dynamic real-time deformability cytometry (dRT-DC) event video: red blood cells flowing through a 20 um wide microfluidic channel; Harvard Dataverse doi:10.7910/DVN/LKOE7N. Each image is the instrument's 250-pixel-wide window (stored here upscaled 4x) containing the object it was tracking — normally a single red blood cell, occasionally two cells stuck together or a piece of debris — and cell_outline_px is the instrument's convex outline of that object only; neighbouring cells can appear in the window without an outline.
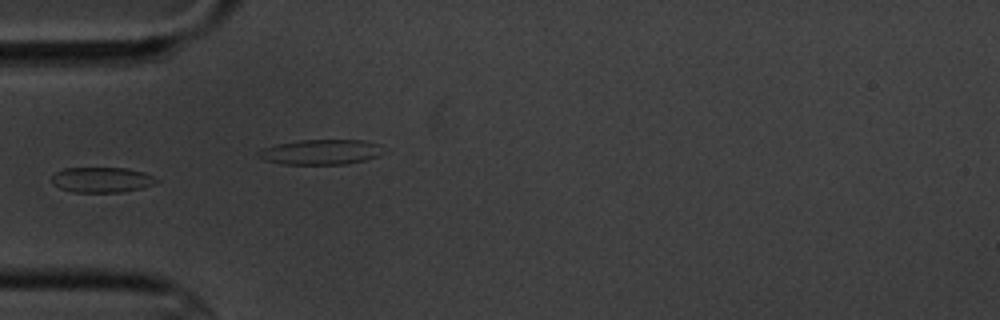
{"species": "common noctule bat (a hibernating species)", "species_latin": "Nyctalus noctula", "temperature_condition": "cold", "stored_images_in_passage": 12, "camera_frame_rate_fps": 3000, "um_per_image_px": 0.085, "animal": {"sex": "male", "body_mass_g": 20.1, "forearm_length_mm": 53.5}, "frame": {"image": 1, "passage_image": 1, "time_ms": 0.0, "image_size_px": [1000, 320], "cell_outline_px": [[160, 180], [156, 184], [140, 188], [120, 192], [72, 192], [60, 188], [52, 184], [52, 176], [56, 172], [64, 168], [128, 168], [144, 172]], "centroid_in_image_um": [8.65, 15.28], "position_along_channel_um": 76.3, "area_um2": 15.49}}
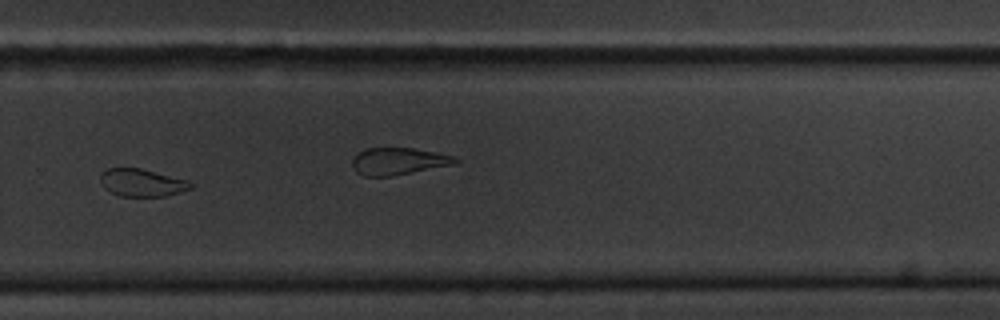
{"frame": {"image": 2, "passage_image": 7, "time_ms": 7.0, "image_size_px": [1000, 320], "cell_outline_px": [[196, 184], [192, 188], [164, 196], [120, 196], [104, 188], [100, 180], [100, 176], [108, 168], [140, 168], [188, 180]], "centroid_in_image_um": [12.09, 15.53], "position_along_channel_um": 317.7, "area_um2": 14.39}}
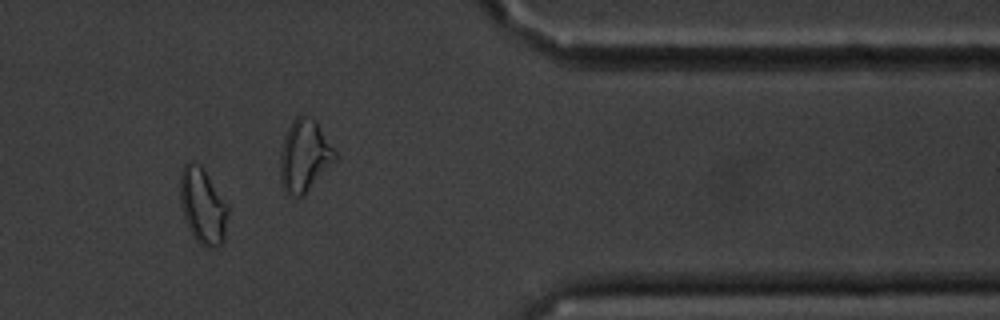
{"frame": {"image": 3, "passage_image": 9, "time_ms": 10.0, "image_size_px": [1000, 320], "cell_outline_px": [[228, 216], [224, 240], [216, 248], [208, 248], [200, 244], [192, 236], [184, 216], [180, 200], [180, 172], [184, 164], [188, 160], [200, 164], [204, 168], [228, 204]], "centroid_in_image_um": [17.24, 17.48], "position_along_channel_um": 394.2, "area_um2": 21.56}}